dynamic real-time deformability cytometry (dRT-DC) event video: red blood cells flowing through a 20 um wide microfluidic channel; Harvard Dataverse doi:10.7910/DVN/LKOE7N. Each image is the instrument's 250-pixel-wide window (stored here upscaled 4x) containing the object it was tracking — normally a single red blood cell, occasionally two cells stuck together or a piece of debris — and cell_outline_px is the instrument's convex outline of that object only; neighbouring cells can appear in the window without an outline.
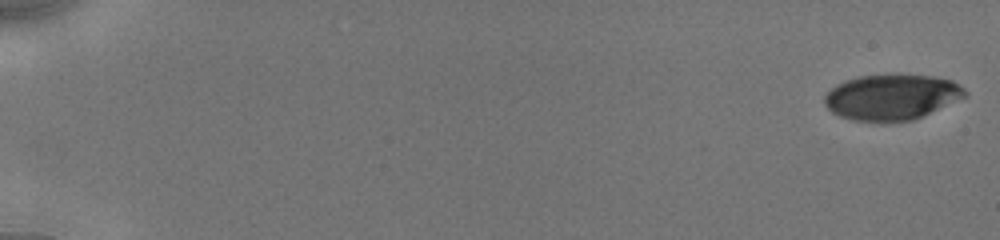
{"species": "human", "species_latin": "Homo sapiens", "temperature_condition": "cold", "stored_images_in_passage": 22, "camera_frame_rate_fps": 3000, "um_per_image_px": 0.085, "donor": {"sex": "male"}, "frame": {"image": 1, "passage_image": 1, "time_ms": 0.0, "image_size_px": [1000, 240], "cell_outline_px": [[968, 96], [912, 120], [852, 120], [840, 116], [832, 112], [824, 104], [824, 96], [836, 84], [844, 80], [860, 76], [932, 76], [952, 80], [960, 84], [968, 92]], "centroid_in_image_um": [75.81, 8.25], "position_along_channel_um": 9.2, "area_um2": 36.59}}
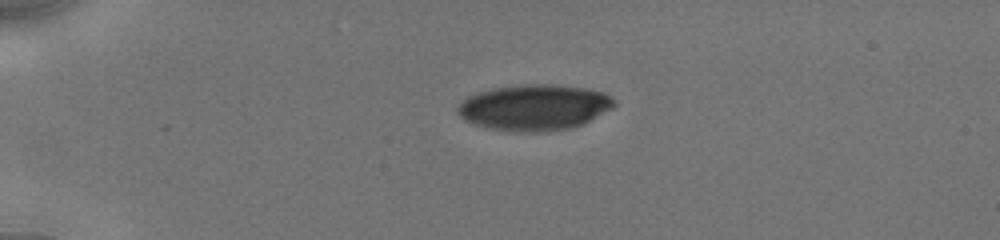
{"frame": {"image": 2, "passage_image": 16, "time_ms": 4.333, "image_size_px": [1000, 240], "cell_outline_px": [[616, 104], [612, 108], [572, 128], [548, 132], [516, 132], [488, 128], [464, 120], [456, 112], [456, 104], [468, 96], [480, 92], [496, 88], [524, 84], [548, 84], [584, 88], [604, 92], [616, 100]], "centroid_in_image_um": [45.39, 9.14], "position_along_channel_um": 39.6, "area_um2": 41.85}}